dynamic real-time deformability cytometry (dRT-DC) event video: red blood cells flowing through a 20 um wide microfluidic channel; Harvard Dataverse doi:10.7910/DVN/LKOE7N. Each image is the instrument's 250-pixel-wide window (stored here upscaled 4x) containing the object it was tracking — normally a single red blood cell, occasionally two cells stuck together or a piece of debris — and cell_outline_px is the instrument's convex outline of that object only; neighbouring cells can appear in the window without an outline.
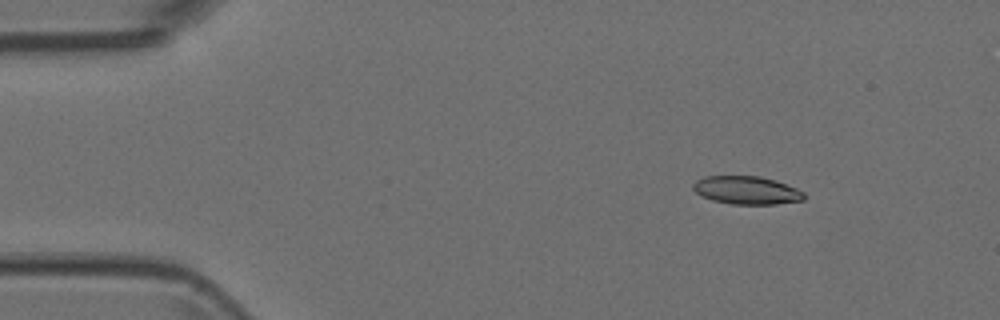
{"species": "Egyptian fruit bat (a non-hibernating species)", "species_latin": "Rousettus aegyptiacus", "temperature_condition": "room temperature", "stored_images_in_passage": 4, "camera_frame_rate_fps": 3000, "um_per_image_px": 0.085, "animal": {"sex": "female"}, "frame": {"image": 1, "passage_image": 1, "time_ms": 0.0, "image_size_px": [1000, 320], "cell_outline_px": [[804, 200], [776, 204], [732, 204], [712, 200], [696, 192], [692, 188], [692, 184], [696, 180], [704, 176], [760, 176], [776, 180], [796, 188], [804, 192]], "centroid_in_image_um": [63.46, 16.16], "position_along_channel_um": 21.5, "area_um2": 18.15}}